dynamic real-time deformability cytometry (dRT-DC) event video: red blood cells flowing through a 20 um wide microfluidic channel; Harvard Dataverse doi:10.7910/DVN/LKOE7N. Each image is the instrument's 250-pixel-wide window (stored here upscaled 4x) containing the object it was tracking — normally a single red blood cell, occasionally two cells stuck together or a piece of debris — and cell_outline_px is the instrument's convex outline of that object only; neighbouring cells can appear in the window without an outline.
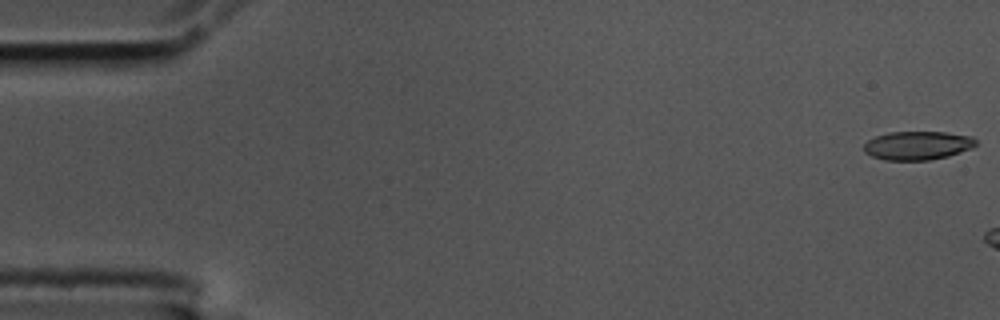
{"species": "common noctule bat (a hibernating species)", "species_latin": "Nyctalus noctula", "temperature_condition": "cold", "stored_images_in_passage": 7, "camera_frame_rate_fps": 3000, "um_per_image_px": 0.085, "animal": {"sex": "male", "body_mass_g": 17.5, "forearm_length_mm": 52.3}, "frame": {"image": 1, "passage_image": 1, "time_ms": 0.0, "image_size_px": [1000, 320], "cell_outline_px": [[976, 144], [972, 148], [948, 156], [928, 160], [884, 160], [872, 156], [864, 152], [864, 144], [868, 140], [876, 136], [888, 132], [944, 132], [972, 136], [976, 140]], "centroid_in_image_um": [77.98, 12.36], "position_along_channel_um": 7.0, "area_um2": 18.67}}